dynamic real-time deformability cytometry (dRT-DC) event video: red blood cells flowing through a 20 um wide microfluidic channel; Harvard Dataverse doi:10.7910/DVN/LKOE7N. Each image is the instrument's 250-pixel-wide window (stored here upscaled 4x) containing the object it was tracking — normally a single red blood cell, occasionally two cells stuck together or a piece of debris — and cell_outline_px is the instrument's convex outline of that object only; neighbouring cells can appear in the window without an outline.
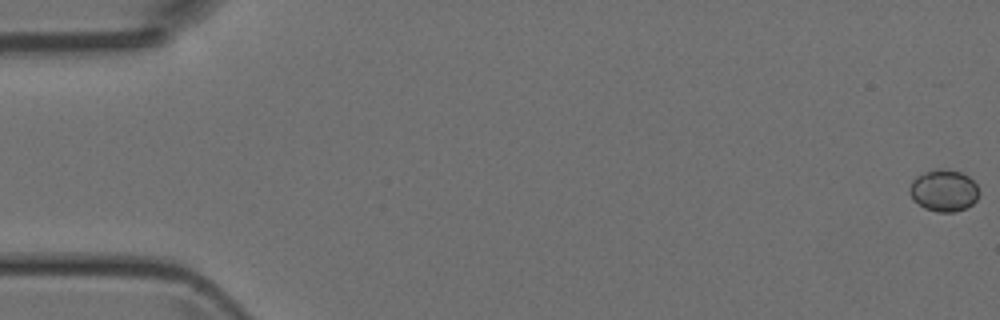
{"species": "Egyptian fruit bat (a non-hibernating species)", "species_latin": "Rousettus aegyptiacus", "temperature_condition": "room temperature", "stored_images_in_passage": 6, "camera_frame_rate_fps": 3000, "um_per_image_px": 0.085, "animal": {"sex": "female"}, "frame": {"image": 1, "passage_image": 1, "time_ms": 0.0, "image_size_px": [1000, 320], "cell_outline_px": [[976, 200], [972, 204], [964, 208], [952, 212], [940, 212], [924, 208], [912, 196], [908, 188], [912, 180], [916, 176], [924, 172], [936, 168], [960, 172], [968, 176], [976, 184]], "centroid_in_image_um": [80.19, 16.18], "position_along_channel_um": 4.8, "area_um2": 16.47}}